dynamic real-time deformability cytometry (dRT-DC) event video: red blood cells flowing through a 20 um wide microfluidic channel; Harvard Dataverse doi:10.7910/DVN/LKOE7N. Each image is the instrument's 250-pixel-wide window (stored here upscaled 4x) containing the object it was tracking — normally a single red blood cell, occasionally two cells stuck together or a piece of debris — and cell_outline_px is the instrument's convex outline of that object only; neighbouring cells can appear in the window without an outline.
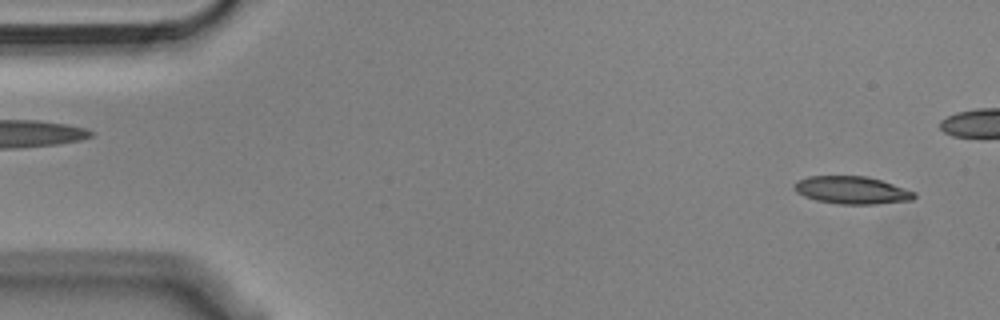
{"species": "Egyptian fruit bat (a non-hibernating species)", "species_latin": "Rousettus aegyptiacus", "temperature_condition": "cold", "stored_images_in_passage": 44, "camera_frame_rate_fps": 3000, "um_per_image_px": 0.085, "animal": {"sex": "male"}, "frame": {"image": 1, "passage_image": 2, "time_ms": 0.333, "image_size_px": [1000, 320], "cell_outline_px": [[916, 196], [912, 200], [876, 204], [840, 204], [816, 200], [804, 196], [796, 192], [796, 180], [808, 176], [864, 176], [880, 180], [916, 192]], "centroid_in_image_um": [72.41, 16.16], "position_along_channel_um": 12.6, "area_um2": 19.13}}
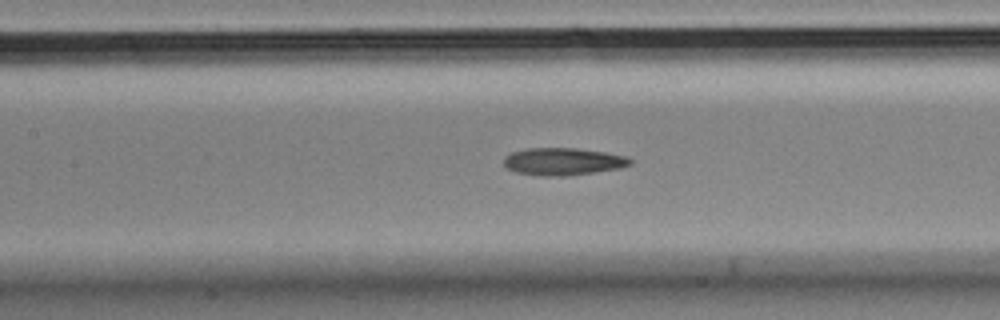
{"frame": {"image": 2, "passage_image": 23, "time_ms": 7.333, "image_size_px": [1000, 320], "cell_outline_px": [[632, 164], [620, 168], [568, 176], [544, 176], [516, 172], [508, 168], [504, 164], [504, 156], [512, 152], [528, 148], [576, 148], [604, 152], [628, 156], [632, 160]], "centroid_in_image_um": [47.88, 13.73], "position_along_channel_um": 159.5, "area_um2": 20.17}}
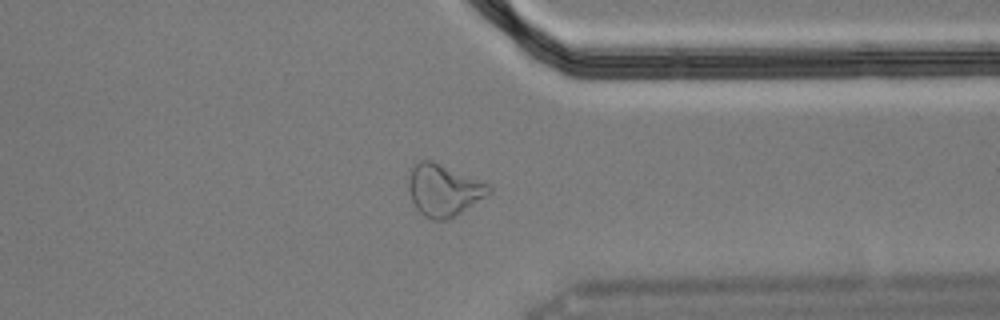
{"frame": {"image": 3, "passage_image": 41, "time_ms": 13.333, "image_size_px": [1000, 320], "cell_outline_px": [[492, 192], [448, 220], [432, 220], [424, 216], [416, 208], [412, 200], [408, 188], [408, 176], [412, 168], [420, 160], [432, 160], [488, 184], [492, 188]], "centroid_in_image_um": [37.68, 16.17], "position_along_channel_um": 373.7, "area_um2": 23.99}}